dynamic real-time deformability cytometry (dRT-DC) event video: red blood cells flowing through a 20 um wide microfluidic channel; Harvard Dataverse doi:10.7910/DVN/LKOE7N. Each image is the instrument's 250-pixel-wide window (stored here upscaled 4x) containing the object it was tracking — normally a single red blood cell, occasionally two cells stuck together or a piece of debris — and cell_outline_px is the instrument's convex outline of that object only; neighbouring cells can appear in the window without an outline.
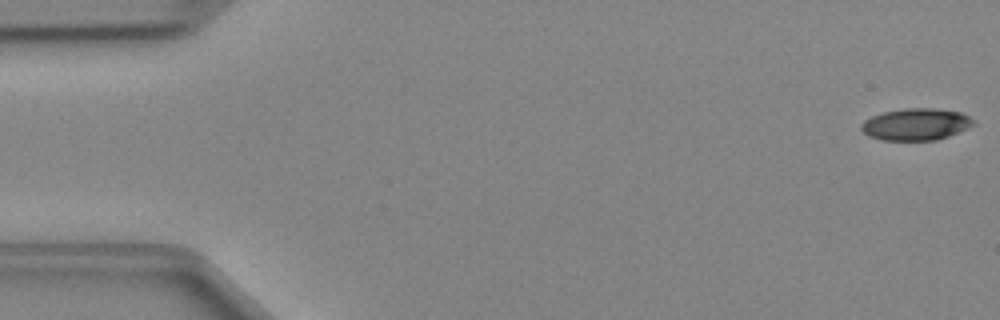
{"species": "Egyptian fruit bat (a non-hibernating species)", "species_latin": "Rousettus aegyptiacus", "temperature_condition": "cold", "stored_images_in_passage": 48, "camera_frame_rate_fps": 3000, "um_per_image_px": 0.085, "animal": {"sex": "female"}, "frame": {"image": 1, "passage_image": 1, "time_ms": 0.0, "image_size_px": [1000, 320], "cell_outline_px": [[976, 124], [968, 128], [948, 136], [936, 140], [880, 140], [868, 136], [860, 128], [860, 124], [864, 120], [872, 116], [884, 112], [904, 108], [932, 108], [960, 112], [968, 116]], "centroid_in_image_um": [77.83, 10.57], "position_along_channel_um": 7.2, "area_um2": 20.81}}
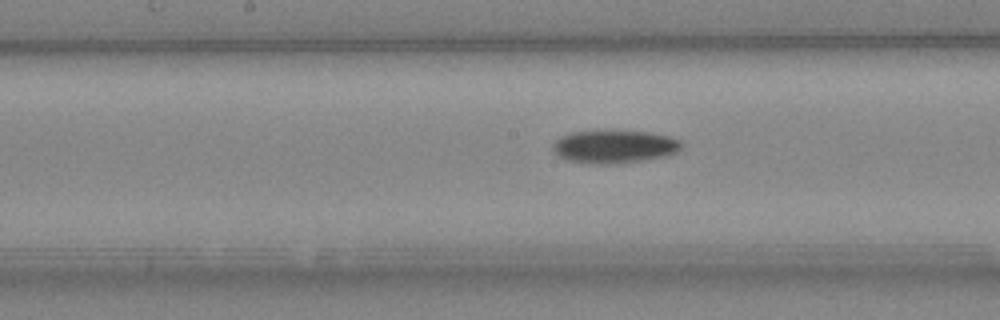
{"frame": {"image": 2, "passage_image": 24, "time_ms": 7.667, "image_size_px": [1000, 320], "cell_outline_px": [[684, 144], [676, 152], [668, 156], [644, 160], [616, 164], [596, 164], [568, 160], [560, 156], [552, 148], [552, 144], [560, 136], [572, 132], [648, 132], [668, 136], [680, 140]], "centroid_in_image_um": [52.25, 12.48], "position_along_channel_um": 195.9, "area_um2": 24.39}}
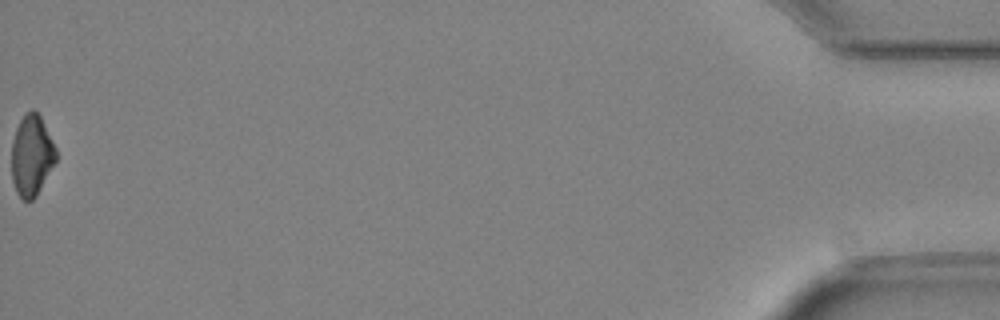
{"frame": {"image": 3, "passage_image": 48, "time_ms": 15.667, "image_size_px": [1000, 320], "cell_outline_px": [[56, 160], [36, 196], [32, 200], [24, 200], [16, 192], [12, 180], [12, 140], [16, 128], [24, 112], [32, 108], [40, 116], [56, 148]], "centroid_in_image_um": [2.67, 13.19], "position_along_channel_um": 432.5, "area_um2": 20.81}}